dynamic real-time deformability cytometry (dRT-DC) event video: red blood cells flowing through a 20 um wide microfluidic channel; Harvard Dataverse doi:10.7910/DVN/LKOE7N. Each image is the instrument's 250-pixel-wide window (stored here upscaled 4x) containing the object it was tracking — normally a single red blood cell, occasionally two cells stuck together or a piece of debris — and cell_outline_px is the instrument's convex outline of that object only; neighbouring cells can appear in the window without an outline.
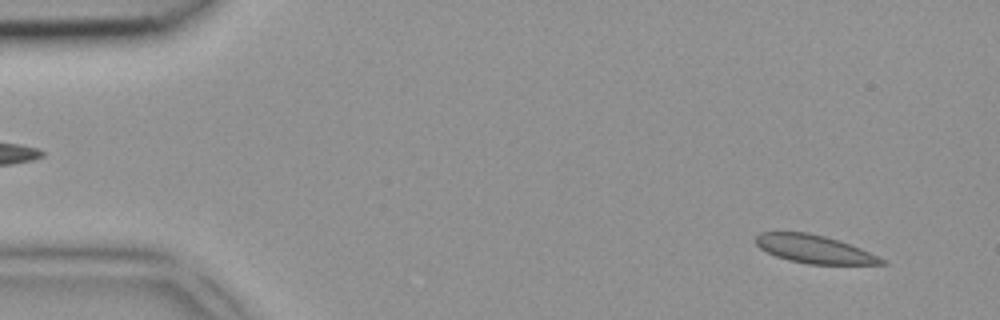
{"species": "common noctule bat (a hibernating species)", "species_latin": "Nyctalus noctula", "temperature_condition": "room temperature", "stored_images_in_passage": 5, "segment_of_instrument_passage": [2, 2], "camera_frame_rate_fps": 3000, "um_per_image_px": 0.085, "animal": {"sex": "female", "body_mass_g": 18.4}, "frame": {"image": 1, "passage_image": 5, "time_ms": 1.333, "image_size_px": [1000, 320], "cell_outline_px": [[888, 264], [808, 264], [788, 260], [776, 256], [760, 248], [756, 244], [756, 236], [760, 232], [808, 232], [840, 240], [880, 256], [888, 260]], "centroid_in_image_um": [69.26, 21.18], "position_along_channel_um": 15.7, "area_um2": 20.69}}